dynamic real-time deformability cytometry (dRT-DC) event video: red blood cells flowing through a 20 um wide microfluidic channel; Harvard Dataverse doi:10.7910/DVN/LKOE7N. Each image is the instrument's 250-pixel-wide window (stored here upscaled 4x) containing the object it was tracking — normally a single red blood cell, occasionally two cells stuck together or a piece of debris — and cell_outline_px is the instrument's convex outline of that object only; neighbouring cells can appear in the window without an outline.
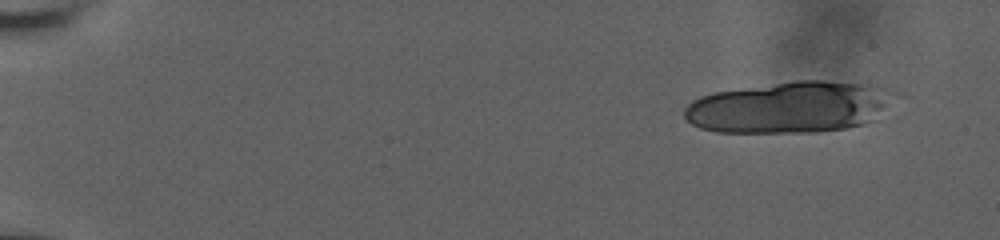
{"species": "human", "species_latin": "Homo sapiens", "temperature_condition": "room temperature", "stored_images_in_passage": 11, "camera_frame_rate_fps": 3000, "um_per_image_px": 0.085, "donor": {"sex": "male"}, "frame": {"image": 1, "passage_image": 1, "time_ms": 0.0, "image_size_px": [1000, 240], "cell_outline_px": [[896, 92], [868, 120], [860, 124], [844, 128], [816, 132], [716, 132], [700, 128], [692, 124], [684, 116], [684, 108], [692, 100], [700, 96], [716, 92], [792, 80], [824, 80], [872, 84], [888, 88]], "centroid_in_image_um": [67.0, 9.09], "position_along_channel_um": 18.0, "area_um2": 62.14}}